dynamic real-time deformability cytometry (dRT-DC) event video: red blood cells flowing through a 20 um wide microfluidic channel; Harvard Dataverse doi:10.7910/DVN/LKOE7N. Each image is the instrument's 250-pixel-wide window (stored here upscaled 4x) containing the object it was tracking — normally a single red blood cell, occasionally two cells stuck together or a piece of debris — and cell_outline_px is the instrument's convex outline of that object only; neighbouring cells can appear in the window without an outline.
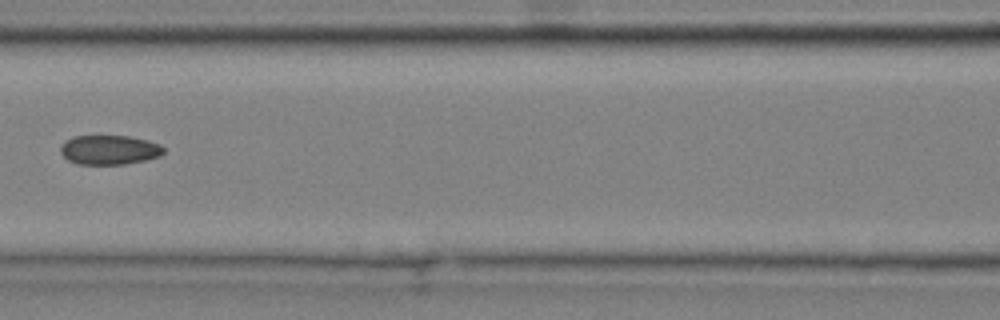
{"species": "common noctule bat (a hibernating species)", "species_latin": "Nyctalus noctula", "temperature_condition": "cold", "stored_images_in_passage": 3, "camera_frame_rate_fps": 3000, "um_per_image_px": 0.085, "animal": {"sex": "male", "body_mass_g": 20.4}, "frame": {"image": 1, "passage_image": 3, "time_ms": 0.667, "image_size_px": [1000, 320], "cell_outline_px": [[164, 152], [160, 156], [144, 160], [124, 164], [76, 164], [68, 160], [60, 152], [60, 148], [64, 140], [72, 136], [128, 136], [148, 140], [160, 144], [164, 148]], "centroid_in_image_um": [9.27, 12.73], "position_along_channel_um": 157.3, "area_um2": 17.74}}